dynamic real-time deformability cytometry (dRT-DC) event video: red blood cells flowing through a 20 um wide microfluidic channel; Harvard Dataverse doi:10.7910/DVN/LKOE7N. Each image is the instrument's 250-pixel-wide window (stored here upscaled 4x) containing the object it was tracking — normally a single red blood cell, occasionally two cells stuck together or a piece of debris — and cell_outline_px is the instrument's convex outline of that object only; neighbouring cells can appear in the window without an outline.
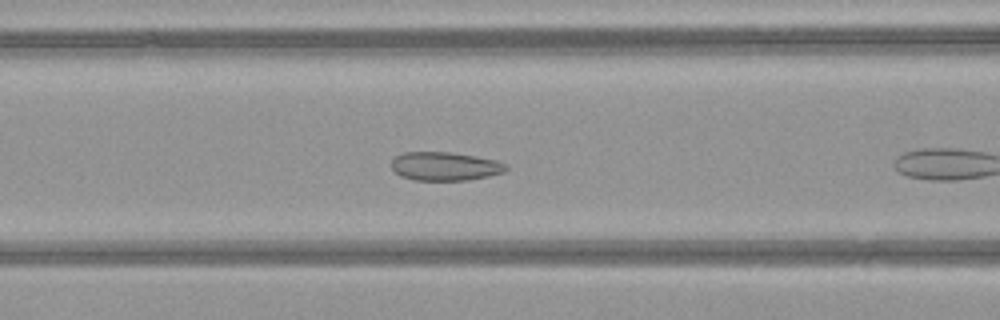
{"species": "common noctule bat (a hibernating species)", "species_latin": "Nyctalus noctula", "temperature_condition": "warm", "stored_images_in_passage": 11, "camera_frame_rate_fps": 3000, "um_per_image_px": 0.085, "animal": {"sex": "female", "body_mass_g": 21.9}, "frame": {"image": 1, "passage_image": 7, "time_ms": 2.0, "image_size_px": [1000, 320], "cell_outline_px": [[508, 168], [504, 172], [488, 176], [468, 180], [412, 180], [400, 176], [392, 168], [392, 160], [396, 156], [404, 152], [452, 152], [476, 156], [496, 160], [508, 164]], "centroid_in_image_um": [37.84, 14.13], "position_along_channel_um": 128.8, "area_um2": 19.19}}
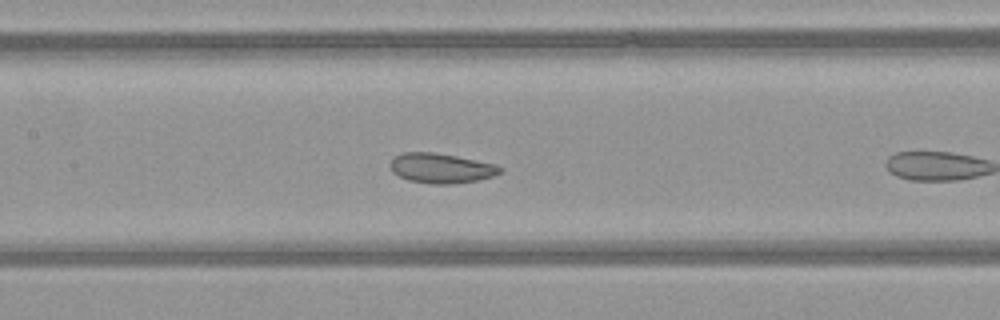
{"frame": {"image": 2, "passage_image": 10, "time_ms": 3.0, "image_size_px": [1000, 320], "cell_outline_px": [[504, 172], [492, 176], [476, 180], [452, 184], [432, 184], [408, 180], [392, 172], [388, 164], [392, 156], [404, 152], [432, 152], [456, 156], [496, 164], [504, 168]], "centroid_in_image_um": [37.47, 14.29], "position_along_channel_um": 169.9, "area_um2": 19.31}}